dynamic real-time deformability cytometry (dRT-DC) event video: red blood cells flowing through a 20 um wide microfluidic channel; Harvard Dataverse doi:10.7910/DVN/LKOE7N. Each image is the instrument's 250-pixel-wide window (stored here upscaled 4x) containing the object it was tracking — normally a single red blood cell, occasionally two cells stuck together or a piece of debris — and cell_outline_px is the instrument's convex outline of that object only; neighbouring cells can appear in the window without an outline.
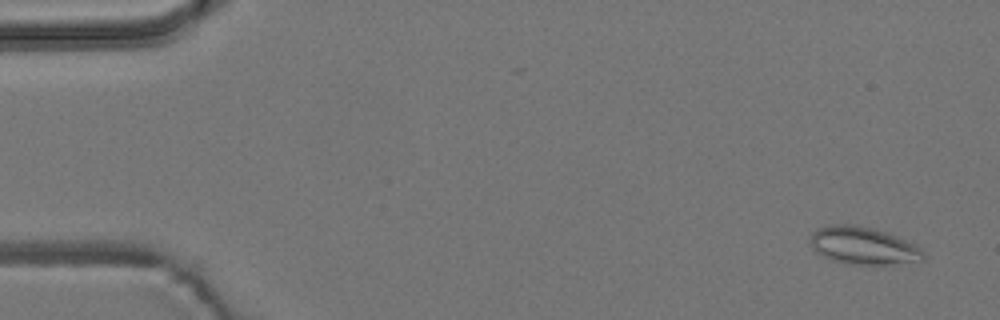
{"species": "common noctule bat (a hibernating species)", "species_latin": "Nyctalus noctula", "temperature_condition": "room temperature", "stored_images_in_passage": 6, "camera_frame_rate_fps": 3000, "um_per_image_px": 0.085, "animal": {"sex": "male", "body_mass_g": 19.2, "forearm_length_mm": 51.8}, "frame": {"image": 1, "passage_image": 1, "time_ms": 0.0, "image_size_px": [1000, 320], "cell_outline_px": [[924, 260], [888, 264], [844, 264], [832, 260], [816, 252], [812, 248], [808, 240], [812, 232], [820, 228], [832, 224], [856, 224], [872, 228], [884, 232], [916, 244], [924, 252]], "centroid_in_image_um": [73.33, 20.88], "position_along_channel_um": 11.7, "area_um2": 24.68}}